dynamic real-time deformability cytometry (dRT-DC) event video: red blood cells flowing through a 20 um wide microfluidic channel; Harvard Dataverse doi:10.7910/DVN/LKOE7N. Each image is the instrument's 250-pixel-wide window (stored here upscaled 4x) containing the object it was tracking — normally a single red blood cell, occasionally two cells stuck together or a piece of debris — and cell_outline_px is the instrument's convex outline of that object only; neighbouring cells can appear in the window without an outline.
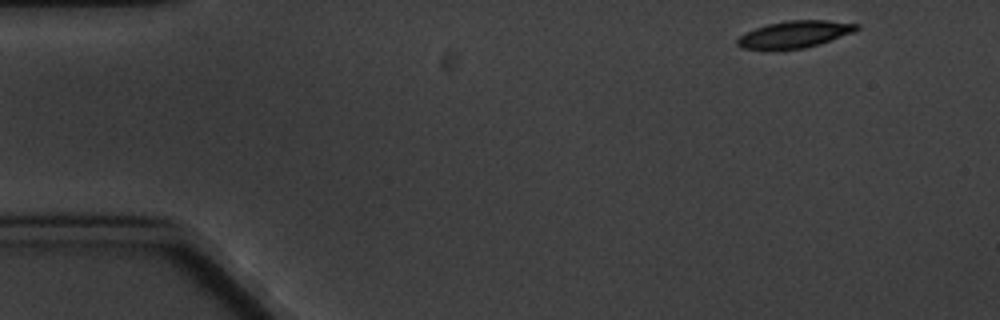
{"species": "common noctule bat (a hibernating species)", "species_latin": "Nyctalus noctula", "temperature_condition": "cold", "stored_images_in_passage": 8, "camera_frame_rate_fps": 3000, "um_per_image_px": 0.085, "animal": {"sex": "male", "body_mass_g": 20.1, "forearm_length_mm": 53.5}, "frame": {"image": 1, "passage_image": 1, "time_ms": 0.0, "image_size_px": [1000, 320], "cell_outline_px": [[860, 28], [856, 32], [804, 48], [740, 48], [736, 44], [736, 40], [744, 32], [768, 24], [788, 20], [828, 20], [860, 24]], "centroid_in_image_um": [67.59, 2.89], "position_along_channel_um": 17.4, "area_um2": 18.44}}
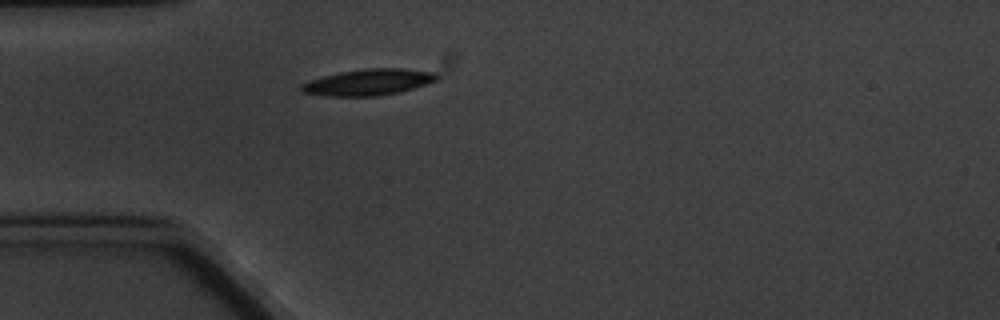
{"frame": {"image": 2, "passage_image": 3, "time_ms": 3.667, "image_size_px": [1000, 320], "cell_outline_px": [[440, 76], [436, 80], [412, 88], [396, 92], [376, 96], [328, 96], [304, 92], [300, 88], [300, 84], [324, 76], [340, 72], [364, 68], [404, 68], [436, 72]], "centroid_in_image_um": [31.33, 6.97], "position_along_channel_um": 53.7, "area_um2": 20.46}}
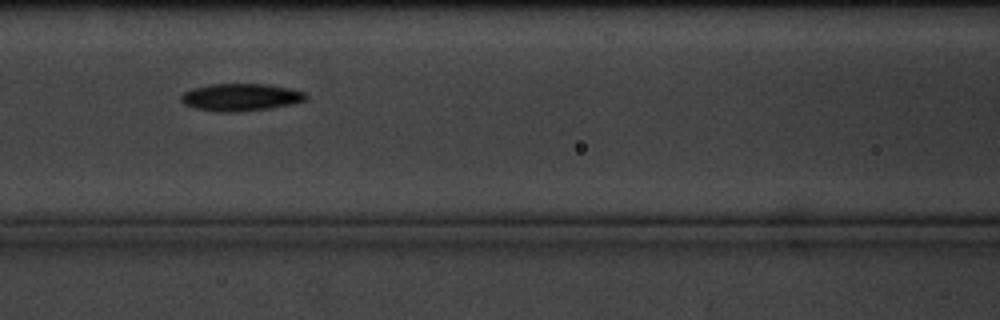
{"frame": {"image": 3, "passage_image": 6, "time_ms": 6.667, "image_size_px": [1000, 320], "cell_outline_px": [[308, 96], [304, 100], [288, 104], [268, 108], [232, 112], [220, 112], [196, 108], [184, 104], [180, 100], [180, 96], [184, 92], [192, 88], [208, 84], [268, 84], [292, 88], [304, 92]], "centroid_in_image_um": [20.42, 8.24], "position_along_channel_um": 146.2, "area_um2": 19.77}}